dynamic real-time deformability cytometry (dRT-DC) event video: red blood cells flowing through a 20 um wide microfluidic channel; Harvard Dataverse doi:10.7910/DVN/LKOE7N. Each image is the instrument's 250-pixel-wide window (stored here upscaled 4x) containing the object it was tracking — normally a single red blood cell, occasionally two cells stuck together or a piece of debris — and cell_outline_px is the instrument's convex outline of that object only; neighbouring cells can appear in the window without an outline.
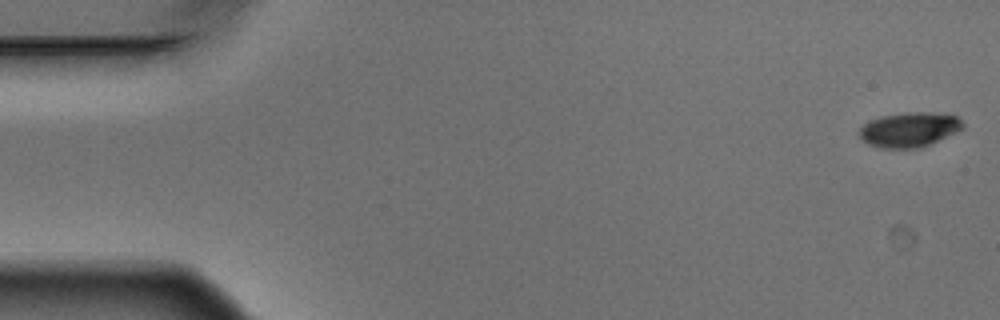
{"species": "Egyptian fruit bat (a non-hibernating species)", "species_latin": "Rousettus aegyptiacus", "temperature_condition": "warm", "stored_images_in_passage": 5, "camera_frame_rate_fps": 3000, "um_per_image_px": 0.085, "animal": {"sex": "male"}, "frame": {"image": 1, "passage_image": 1, "time_ms": 0.0, "image_size_px": [1000, 320], "cell_outline_px": [[964, 128], [956, 132], [920, 148], [880, 148], [868, 144], [860, 136], [860, 128], [868, 120], [880, 116], [904, 112], [948, 112], [956, 116], [964, 124]], "centroid_in_image_um": [77.31, 10.99], "position_along_channel_um": 7.7, "area_um2": 21.15}}
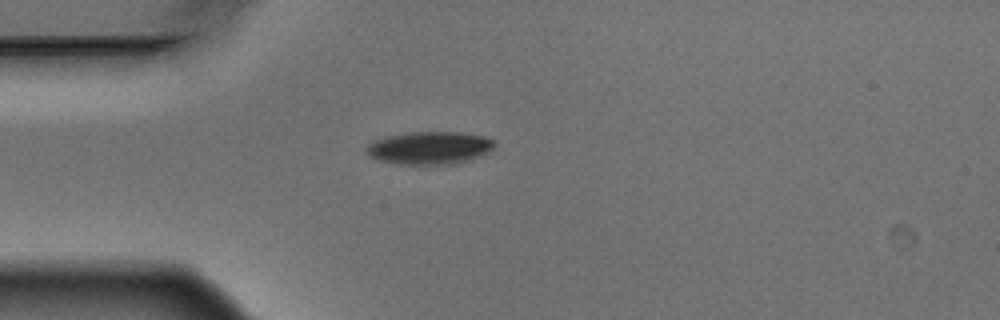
{"frame": {"image": 2, "passage_image": 5, "time_ms": 1.333, "image_size_px": [1000, 320], "cell_outline_px": [[496, 144], [488, 152], [452, 164], [400, 164], [380, 160], [368, 156], [364, 148], [372, 140], [388, 136], [412, 132], [460, 132], [484, 136], [492, 140]], "centroid_in_image_um": [36.45, 12.56], "position_along_channel_um": 48.6, "area_um2": 24.16}}